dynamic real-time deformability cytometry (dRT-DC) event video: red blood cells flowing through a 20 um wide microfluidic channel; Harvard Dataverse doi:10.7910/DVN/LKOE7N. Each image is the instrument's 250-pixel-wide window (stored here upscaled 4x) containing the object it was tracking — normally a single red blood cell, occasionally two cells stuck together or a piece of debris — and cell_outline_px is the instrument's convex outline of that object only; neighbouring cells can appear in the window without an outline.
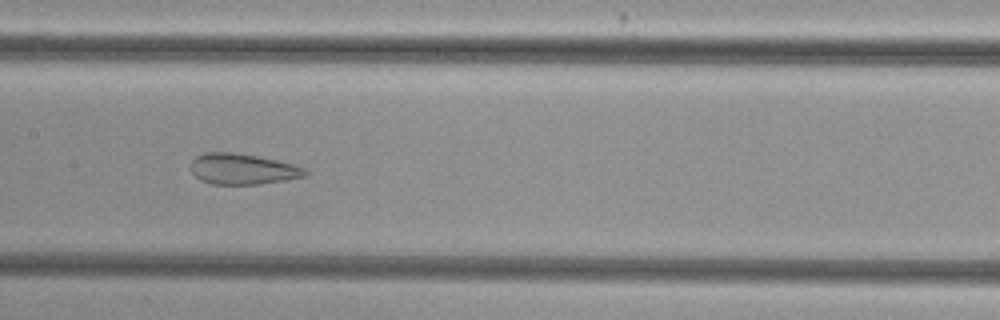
{"species": "common noctule bat (a hibernating species)", "species_latin": "Nyctalus noctula", "temperature_condition": "cold", "stored_images_in_passage": 46, "camera_frame_rate_fps": 3000, "um_per_image_px": 0.085, "animal": {"sex": "female", "body_mass_g": 29.2, "forearm_length_mm": 56.3}, "frame": {"image": 1, "passage_image": 27, "time_ms": 8.667, "image_size_px": [1000, 320], "cell_outline_px": [[308, 176], [260, 184], [212, 184], [200, 180], [188, 168], [192, 160], [196, 156], [204, 152], [232, 152], [256, 156], [276, 160], [292, 164], [304, 168], [308, 172]], "centroid_in_image_um": [20.58, 14.37], "position_along_channel_um": 186.8, "area_um2": 20.58}}
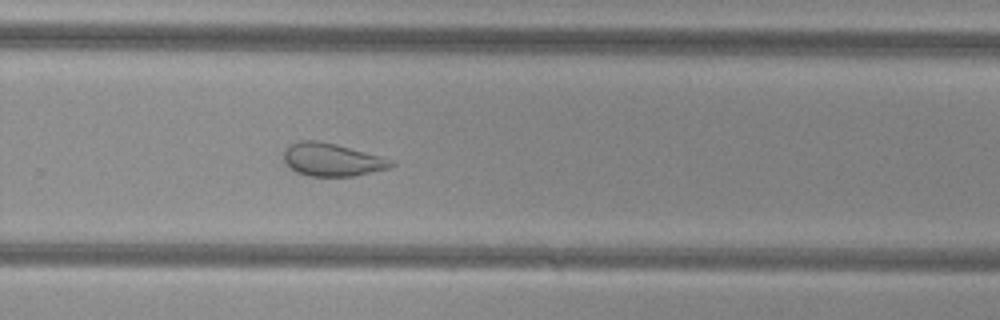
{"frame": {"image": 2, "passage_image": 36, "time_ms": 11.667, "image_size_px": [1000, 320], "cell_outline_px": [[396, 164], [388, 168], [352, 176], [308, 176], [296, 172], [284, 160], [284, 148], [288, 144], [300, 140], [316, 140], [336, 144], [380, 156], [392, 160]], "centroid_in_image_um": [28.18, 13.56], "position_along_channel_um": 301.6, "area_um2": 20.46}}
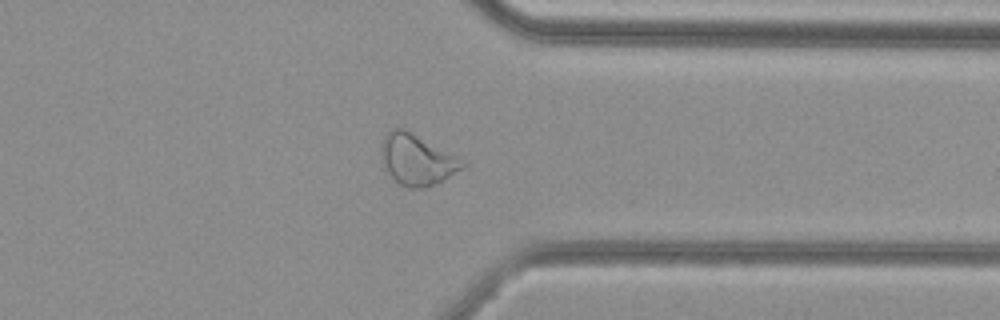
{"frame": {"image": 3, "passage_image": 42, "time_ms": 13.667, "image_size_px": [1000, 320], "cell_outline_px": [[468, 164], [464, 168], [444, 180], [424, 188], [408, 188], [400, 184], [384, 168], [380, 152], [384, 136], [392, 128], [404, 128], [468, 160]], "centroid_in_image_um": [35.51, 13.56], "position_along_channel_um": 375.9, "area_um2": 24.51}, "authors_computed_cell_mechanics": {"area_um2": 24.9696, "velocity_mm_per_s": 3.8346, "shape_relaxation_time_tau1_ms": null, "shape_relaxation_time_tau2_ms": 1.4234, "deformation_change_tau1": null, "deformation_change_tau2": 0.0859}}